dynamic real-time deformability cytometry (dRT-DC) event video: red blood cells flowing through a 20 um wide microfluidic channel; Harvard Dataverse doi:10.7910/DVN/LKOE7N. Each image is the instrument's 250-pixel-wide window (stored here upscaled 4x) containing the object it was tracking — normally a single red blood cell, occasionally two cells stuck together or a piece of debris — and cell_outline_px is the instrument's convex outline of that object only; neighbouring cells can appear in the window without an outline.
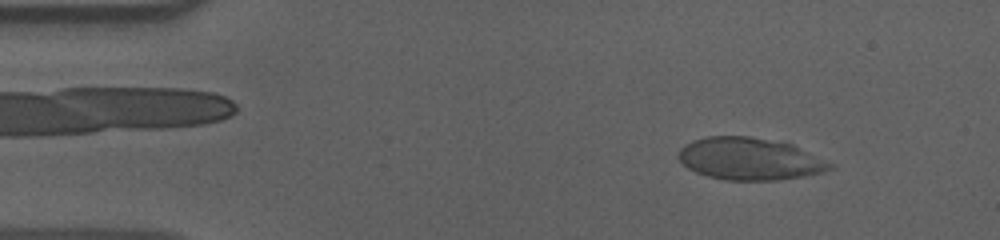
{"species": "human", "species_latin": "Homo sapiens", "temperature_condition": "cold", "stored_images_in_passage": 51, "camera_frame_rate_fps": 3000, "um_per_image_px": 0.085, "donor": {"sex": "male"}, "frame": {"image": 1, "passage_image": 2, "time_ms": 0.333, "image_size_px": [1000, 240], "cell_outline_px": [[836, 168], [824, 172], [780, 180], [724, 180], [708, 176], [696, 172], [688, 168], [676, 156], [680, 148], [684, 144], [692, 140], [708, 136], [748, 136], [792, 144], [832, 164]], "centroid_in_image_um": [63.69, 13.5], "position_along_channel_um": 21.3, "area_um2": 37.17}}
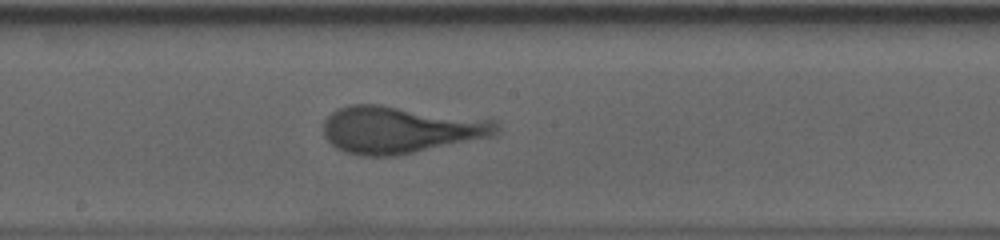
{"frame": {"image": 2, "passage_image": 25, "time_ms": 8.0, "image_size_px": [1000, 240], "cell_outline_px": [[500, 128], [496, 136], [396, 156], [360, 156], [344, 152], [336, 148], [324, 136], [324, 120], [336, 108], [348, 104], [380, 104], [496, 120], [500, 124]], "centroid_in_image_um": [34.05, 11.02], "position_along_channel_um": 214.2, "area_um2": 48.15}}
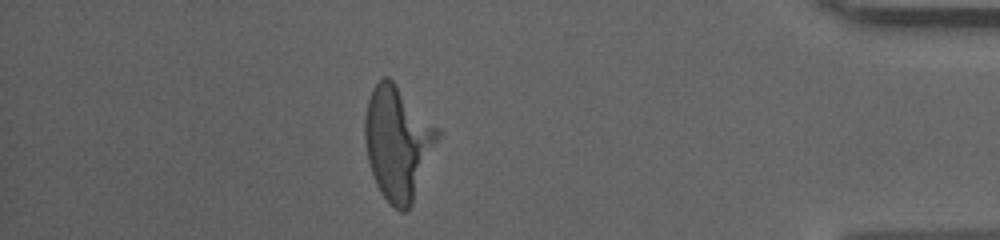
{"frame": {"image": 3, "passage_image": 44, "time_ms": 14.333, "image_size_px": [1000, 240], "cell_outline_px": [[440, 136], [412, 204], [404, 212], [400, 212], [388, 204], [380, 192], [376, 184], [368, 160], [364, 140], [364, 116], [368, 100], [372, 88], [384, 76], [388, 76], [440, 128]], "centroid_in_image_um": [33.81, 12.14], "position_along_channel_um": 401.4, "area_um2": 48.26}}